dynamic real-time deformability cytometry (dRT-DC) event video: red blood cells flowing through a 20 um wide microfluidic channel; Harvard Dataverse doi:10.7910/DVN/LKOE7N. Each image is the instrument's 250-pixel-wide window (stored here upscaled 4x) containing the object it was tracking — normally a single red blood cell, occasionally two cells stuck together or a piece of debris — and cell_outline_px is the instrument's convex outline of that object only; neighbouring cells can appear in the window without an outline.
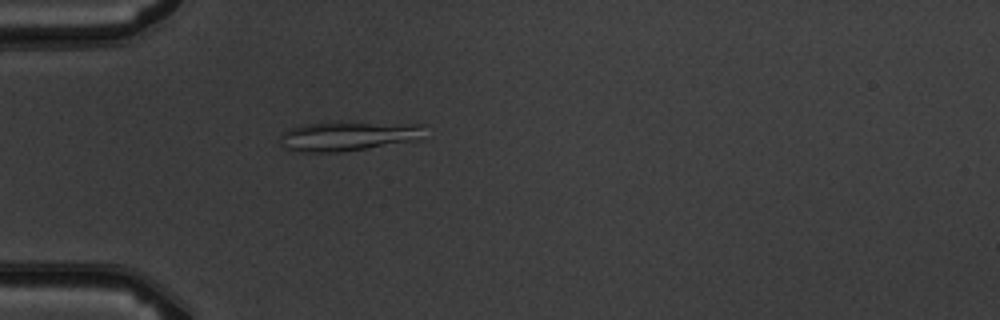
{"species": "common noctule bat (a hibernating species)", "species_latin": "Nyctalus noctula", "temperature_condition": "warm", "stored_images_in_passage": 2, "camera_frame_rate_fps": 3000, "um_per_image_px": 0.085, "animal": {"sex": "male", "body_mass_g": 19.5, "forearm_length_mm": 54.6}, "frame": {"image": 1, "passage_image": 2, "time_ms": 1.0, "image_size_px": [1000, 320], "cell_outline_px": [[424, 124], [420, 140], [340, 152], [300, 152], [284, 148], [280, 144], [280, 132], [304, 124], [340, 120]], "centroid_in_image_um": [29.57, 11.53], "position_along_channel_um": 55.4, "area_um2": 25.72}}